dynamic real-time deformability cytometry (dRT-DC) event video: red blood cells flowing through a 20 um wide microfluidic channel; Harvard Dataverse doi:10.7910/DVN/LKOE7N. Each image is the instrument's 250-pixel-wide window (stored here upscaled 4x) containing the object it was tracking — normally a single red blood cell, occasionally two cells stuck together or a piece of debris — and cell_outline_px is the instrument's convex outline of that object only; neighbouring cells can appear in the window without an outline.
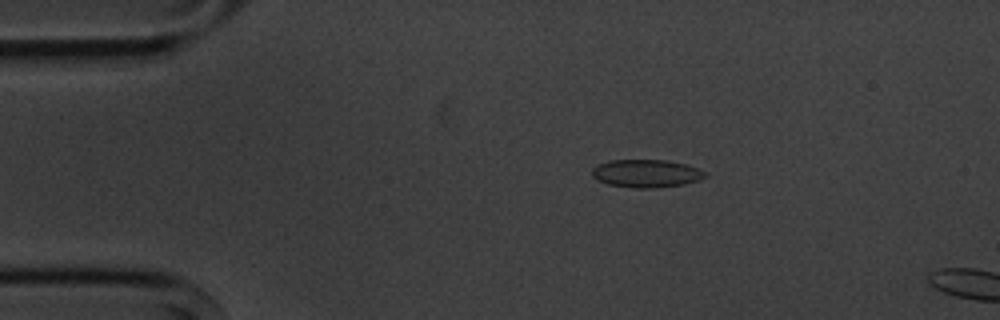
{"species": "common noctule bat (a hibernating species)", "species_latin": "Nyctalus noctula", "temperature_condition": "cold", "stored_images_in_passage": 3, "camera_frame_rate_fps": 3000, "um_per_image_px": 0.085, "animal": {"sex": "male", "body_mass_g": 20.1, "forearm_length_mm": 53.5}, "frame": {"image": 1, "passage_image": 2, "time_ms": 2.0, "image_size_px": [1000, 320], "cell_outline_px": [[708, 176], [684, 184], [652, 188], [636, 188], [608, 184], [596, 180], [592, 176], [592, 168], [600, 164], [612, 160], [668, 160], [684, 164], [696, 168], [704, 172]], "centroid_in_image_um": [54.9, 14.74], "position_along_channel_um": 30.1, "area_um2": 18.15}}